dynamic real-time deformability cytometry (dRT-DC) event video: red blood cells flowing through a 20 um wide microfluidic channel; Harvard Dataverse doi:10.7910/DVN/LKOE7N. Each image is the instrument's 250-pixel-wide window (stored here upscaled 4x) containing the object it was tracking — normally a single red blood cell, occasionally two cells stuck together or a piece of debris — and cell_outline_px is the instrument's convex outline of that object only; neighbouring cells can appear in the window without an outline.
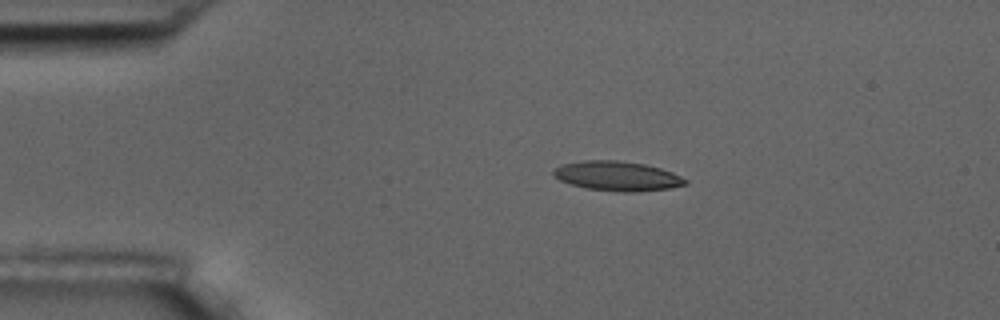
{"species": "common noctule bat (a hibernating species)", "species_latin": "Nyctalus noctula", "temperature_condition": "room temperature", "stored_images_in_passage": 13, "camera_frame_rate_fps": 3000, "um_per_image_px": 0.085, "animal": {"sex": "male", "body_mass_g": 17.5, "forearm_length_mm": 52.3}, "frame": {"image": 1, "passage_image": 1, "time_ms": 0.0, "image_size_px": [1000, 320], "cell_outline_px": [[688, 184], [672, 188], [632, 192], [624, 192], [584, 188], [560, 180], [552, 172], [560, 164], [584, 160], [616, 160], [644, 164], [660, 168], [672, 172], [688, 180]], "centroid_in_image_um": [52.49, 14.96], "position_along_channel_um": 32.5, "area_um2": 22.66}}
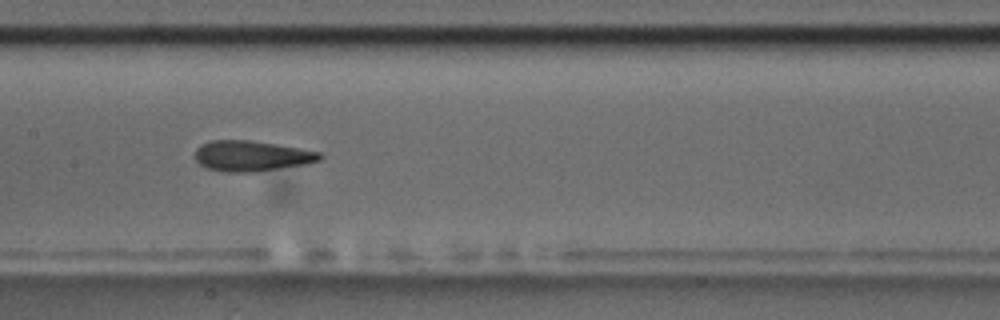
{"frame": {"image": 2, "passage_image": 6, "time_ms": 5.667, "image_size_px": [1000, 320], "cell_outline_px": [[324, 156], [320, 160], [308, 164], [252, 172], [228, 172], [208, 168], [200, 164], [196, 160], [196, 148], [200, 144], [212, 140], [248, 140], [276, 144], [300, 148], [320, 152]], "centroid_in_image_um": [21.41, 13.25], "position_along_channel_um": 186.0, "area_um2": 22.14}}
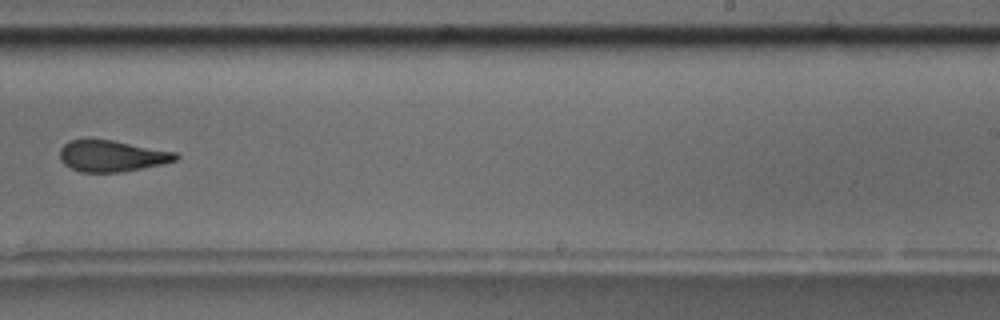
{"frame": {"image": 3, "passage_image": 8, "time_ms": 8.333, "image_size_px": [1000, 320], "cell_outline_px": [[180, 156], [176, 160], [160, 164], [120, 172], [80, 172], [64, 164], [60, 160], [60, 148], [68, 140], [88, 136], [112, 140], [176, 152]], "centroid_in_image_um": [9.42, 13.21], "position_along_channel_um": 279.6, "area_um2": 21.5}, "authors_computed_cell_mechanics": {"area_um2": 21.964, "velocity_mm_per_s": 3.5185, "shape_relaxation_time_tau1_ms": 3.6838, "shape_relaxation_time_tau2_ms": 1.6329, "deformation_change_tau1": 0.1534, "deformation_change_tau2": 0.1052}}